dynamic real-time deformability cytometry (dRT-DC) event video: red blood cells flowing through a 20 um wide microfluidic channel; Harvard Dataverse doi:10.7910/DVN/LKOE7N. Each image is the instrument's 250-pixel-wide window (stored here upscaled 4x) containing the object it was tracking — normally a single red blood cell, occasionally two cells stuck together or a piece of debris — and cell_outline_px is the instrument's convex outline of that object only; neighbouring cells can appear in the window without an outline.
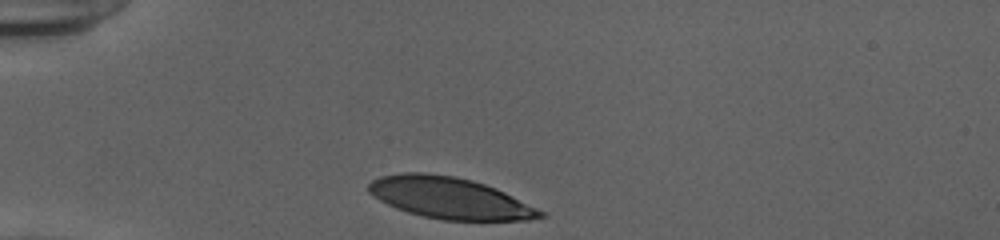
{"species": "human", "species_latin": "Homo sapiens", "temperature_condition": "cold", "stored_images_in_passage": 30, "camera_frame_rate_fps": 3000, "um_per_image_px": 0.085, "donor": {"sex": "female"}, "frame": {"image": 1, "passage_image": 1, "time_ms": 0.0, "image_size_px": [1000, 240], "cell_outline_px": [[548, 216], [528, 220], [444, 220], [424, 216], [408, 212], [396, 208], [380, 200], [368, 192], [368, 184], [372, 180], [380, 176], [404, 172], [428, 172], [456, 176], [472, 180], [496, 188], [548, 212]], "centroid_in_image_um": [38.27, 16.82], "position_along_channel_um": 46.7, "area_um2": 41.67}}
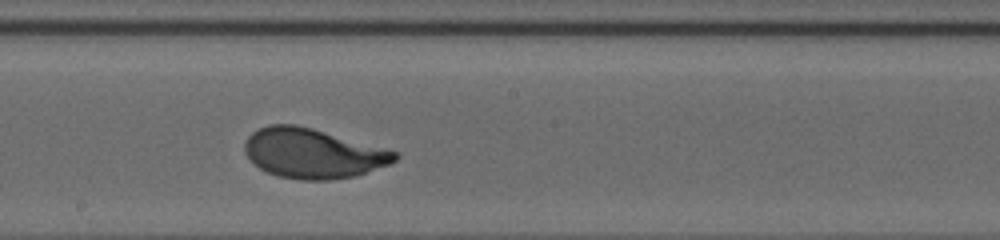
{"frame": {"image": 2, "passage_image": 17, "time_ms": 5.333, "image_size_px": [1000, 240], "cell_outline_px": [[400, 156], [396, 160], [388, 164], [356, 176], [328, 180], [300, 180], [280, 176], [268, 172], [260, 168], [244, 152], [244, 140], [252, 132], [268, 124], [296, 124], [312, 128], [400, 152]], "centroid_in_image_um": [26.6, 13.03], "position_along_channel_um": 221.6, "area_um2": 43.47}}
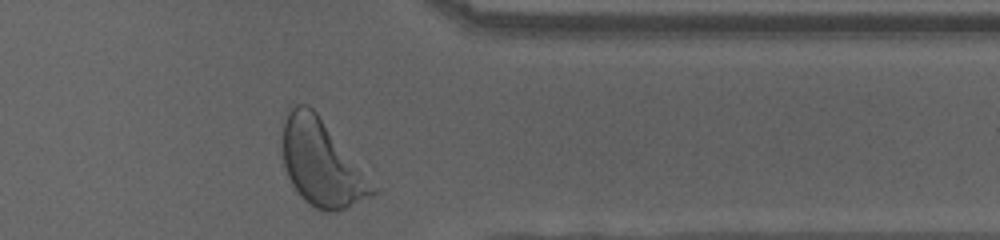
{"frame": {"image": 3, "passage_image": 30, "time_ms": 9.667, "image_size_px": [1000, 240], "cell_outline_px": [[380, 192], [372, 196], [336, 212], [328, 212], [316, 208], [304, 200], [300, 196], [292, 184], [288, 176], [284, 164], [284, 120], [288, 104], [308, 104], [316, 112], [380, 188]], "centroid_in_image_um": [27.39, 13.86], "position_along_channel_um": 384.0, "area_um2": 45.37}, "authors_computed_cell_mechanics": {"area_um2": 43.2633, "velocity_mm_per_s": 3.8644, "shape_relaxation_time_tau1_ms": 2.5903, "shape_relaxation_time_tau2_ms": null, "deformation_change_tau1": 0.1813, "deformation_change_tau2": null}}